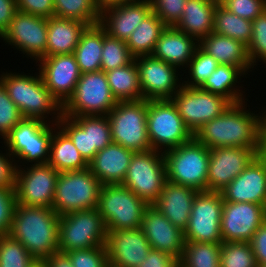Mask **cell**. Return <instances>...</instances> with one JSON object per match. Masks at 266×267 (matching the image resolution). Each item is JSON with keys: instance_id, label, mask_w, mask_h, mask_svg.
Masks as SVG:
<instances>
[{"instance_id": "60", "label": "cell", "mask_w": 266, "mask_h": 267, "mask_svg": "<svg viewBox=\"0 0 266 267\" xmlns=\"http://www.w3.org/2000/svg\"><path fill=\"white\" fill-rule=\"evenodd\" d=\"M144 0H117V4L118 3H129V2H141Z\"/></svg>"}, {"instance_id": "61", "label": "cell", "mask_w": 266, "mask_h": 267, "mask_svg": "<svg viewBox=\"0 0 266 267\" xmlns=\"http://www.w3.org/2000/svg\"><path fill=\"white\" fill-rule=\"evenodd\" d=\"M258 267H266V264L258 265Z\"/></svg>"}, {"instance_id": "30", "label": "cell", "mask_w": 266, "mask_h": 267, "mask_svg": "<svg viewBox=\"0 0 266 267\" xmlns=\"http://www.w3.org/2000/svg\"><path fill=\"white\" fill-rule=\"evenodd\" d=\"M87 25L81 21L48 18L46 56L73 54Z\"/></svg>"}, {"instance_id": "21", "label": "cell", "mask_w": 266, "mask_h": 267, "mask_svg": "<svg viewBox=\"0 0 266 267\" xmlns=\"http://www.w3.org/2000/svg\"><path fill=\"white\" fill-rule=\"evenodd\" d=\"M105 247L109 264L115 267H137L152 249L140 228L108 232Z\"/></svg>"}, {"instance_id": "59", "label": "cell", "mask_w": 266, "mask_h": 267, "mask_svg": "<svg viewBox=\"0 0 266 267\" xmlns=\"http://www.w3.org/2000/svg\"><path fill=\"white\" fill-rule=\"evenodd\" d=\"M31 267H48L45 261L36 260Z\"/></svg>"}, {"instance_id": "12", "label": "cell", "mask_w": 266, "mask_h": 267, "mask_svg": "<svg viewBox=\"0 0 266 267\" xmlns=\"http://www.w3.org/2000/svg\"><path fill=\"white\" fill-rule=\"evenodd\" d=\"M166 181L163 152L151 149L133 154L122 185L152 205L161 195Z\"/></svg>"}, {"instance_id": "5", "label": "cell", "mask_w": 266, "mask_h": 267, "mask_svg": "<svg viewBox=\"0 0 266 267\" xmlns=\"http://www.w3.org/2000/svg\"><path fill=\"white\" fill-rule=\"evenodd\" d=\"M169 182L207 191L210 149L194 137L163 152Z\"/></svg>"}, {"instance_id": "19", "label": "cell", "mask_w": 266, "mask_h": 267, "mask_svg": "<svg viewBox=\"0 0 266 267\" xmlns=\"http://www.w3.org/2000/svg\"><path fill=\"white\" fill-rule=\"evenodd\" d=\"M37 63V69L45 86L63 106L72 96L82 74L74 54L46 56Z\"/></svg>"}, {"instance_id": "51", "label": "cell", "mask_w": 266, "mask_h": 267, "mask_svg": "<svg viewBox=\"0 0 266 267\" xmlns=\"http://www.w3.org/2000/svg\"><path fill=\"white\" fill-rule=\"evenodd\" d=\"M2 146L0 147V188H15L17 165L3 143Z\"/></svg>"}, {"instance_id": "13", "label": "cell", "mask_w": 266, "mask_h": 267, "mask_svg": "<svg viewBox=\"0 0 266 267\" xmlns=\"http://www.w3.org/2000/svg\"><path fill=\"white\" fill-rule=\"evenodd\" d=\"M223 202L221 192L198 191L184 230L185 242L222 243L220 223Z\"/></svg>"}, {"instance_id": "18", "label": "cell", "mask_w": 266, "mask_h": 267, "mask_svg": "<svg viewBox=\"0 0 266 267\" xmlns=\"http://www.w3.org/2000/svg\"><path fill=\"white\" fill-rule=\"evenodd\" d=\"M266 221V206L248 202H223L222 242H249Z\"/></svg>"}, {"instance_id": "46", "label": "cell", "mask_w": 266, "mask_h": 267, "mask_svg": "<svg viewBox=\"0 0 266 267\" xmlns=\"http://www.w3.org/2000/svg\"><path fill=\"white\" fill-rule=\"evenodd\" d=\"M22 119L19 108L0 82V139L2 140Z\"/></svg>"}, {"instance_id": "45", "label": "cell", "mask_w": 266, "mask_h": 267, "mask_svg": "<svg viewBox=\"0 0 266 267\" xmlns=\"http://www.w3.org/2000/svg\"><path fill=\"white\" fill-rule=\"evenodd\" d=\"M57 125L69 136L84 160L90 162L89 129H82L71 117L62 114Z\"/></svg>"}, {"instance_id": "1", "label": "cell", "mask_w": 266, "mask_h": 267, "mask_svg": "<svg viewBox=\"0 0 266 267\" xmlns=\"http://www.w3.org/2000/svg\"><path fill=\"white\" fill-rule=\"evenodd\" d=\"M247 101L231 104L220 116L203 124L193 137L209 149L242 147L260 155L263 107L261 111L250 110Z\"/></svg>"}, {"instance_id": "39", "label": "cell", "mask_w": 266, "mask_h": 267, "mask_svg": "<svg viewBox=\"0 0 266 267\" xmlns=\"http://www.w3.org/2000/svg\"><path fill=\"white\" fill-rule=\"evenodd\" d=\"M82 129H89L90 161L99 150L112 143L109 119L107 115L71 117Z\"/></svg>"}, {"instance_id": "47", "label": "cell", "mask_w": 266, "mask_h": 267, "mask_svg": "<svg viewBox=\"0 0 266 267\" xmlns=\"http://www.w3.org/2000/svg\"><path fill=\"white\" fill-rule=\"evenodd\" d=\"M66 253L73 267H108L109 265L105 246L72 250Z\"/></svg>"}, {"instance_id": "48", "label": "cell", "mask_w": 266, "mask_h": 267, "mask_svg": "<svg viewBox=\"0 0 266 267\" xmlns=\"http://www.w3.org/2000/svg\"><path fill=\"white\" fill-rule=\"evenodd\" d=\"M152 11L166 26H175L180 20L187 0H150Z\"/></svg>"}, {"instance_id": "43", "label": "cell", "mask_w": 266, "mask_h": 267, "mask_svg": "<svg viewBox=\"0 0 266 267\" xmlns=\"http://www.w3.org/2000/svg\"><path fill=\"white\" fill-rule=\"evenodd\" d=\"M220 267H258L249 242H222Z\"/></svg>"}, {"instance_id": "15", "label": "cell", "mask_w": 266, "mask_h": 267, "mask_svg": "<svg viewBox=\"0 0 266 267\" xmlns=\"http://www.w3.org/2000/svg\"><path fill=\"white\" fill-rule=\"evenodd\" d=\"M170 100L193 135L203 124L220 116L232 104L220 95L186 86H182Z\"/></svg>"}, {"instance_id": "31", "label": "cell", "mask_w": 266, "mask_h": 267, "mask_svg": "<svg viewBox=\"0 0 266 267\" xmlns=\"http://www.w3.org/2000/svg\"><path fill=\"white\" fill-rule=\"evenodd\" d=\"M248 76H250V74L246 75L237 66L219 64L200 89L220 95L228 99L232 104L240 103L249 100L246 98L245 91L243 90V87L246 85L241 84L245 81L241 80L244 77L247 80Z\"/></svg>"}, {"instance_id": "20", "label": "cell", "mask_w": 266, "mask_h": 267, "mask_svg": "<svg viewBox=\"0 0 266 267\" xmlns=\"http://www.w3.org/2000/svg\"><path fill=\"white\" fill-rule=\"evenodd\" d=\"M259 154L250 148L220 147L210 149L207 191L221 192Z\"/></svg>"}, {"instance_id": "22", "label": "cell", "mask_w": 266, "mask_h": 267, "mask_svg": "<svg viewBox=\"0 0 266 267\" xmlns=\"http://www.w3.org/2000/svg\"><path fill=\"white\" fill-rule=\"evenodd\" d=\"M151 12L150 0L101 5L99 25L107 35L127 41L132 32Z\"/></svg>"}, {"instance_id": "38", "label": "cell", "mask_w": 266, "mask_h": 267, "mask_svg": "<svg viewBox=\"0 0 266 267\" xmlns=\"http://www.w3.org/2000/svg\"><path fill=\"white\" fill-rule=\"evenodd\" d=\"M221 244L185 242L179 265L182 267H220Z\"/></svg>"}, {"instance_id": "28", "label": "cell", "mask_w": 266, "mask_h": 267, "mask_svg": "<svg viewBox=\"0 0 266 267\" xmlns=\"http://www.w3.org/2000/svg\"><path fill=\"white\" fill-rule=\"evenodd\" d=\"M199 46L219 64L237 66L246 75L255 71L248 58L247 46L240 41L212 32L199 42Z\"/></svg>"}, {"instance_id": "56", "label": "cell", "mask_w": 266, "mask_h": 267, "mask_svg": "<svg viewBox=\"0 0 266 267\" xmlns=\"http://www.w3.org/2000/svg\"><path fill=\"white\" fill-rule=\"evenodd\" d=\"M44 261L48 267H73L68 254L61 251L54 252Z\"/></svg>"}, {"instance_id": "32", "label": "cell", "mask_w": 266, "mask_h": 267, "mask_svg": "<svg viewBox=\"0 0 266 267\" xmlns=\"http://www.w3.org/2000/svg\"><path fill=\"white\" fill-rule=\"evenodd\" d=\"M48 164L59 173L88 169V163L69 136L57 124H54V132L50 141Z\"/></svg>"}, {"instance_id": "40", "label": "cell", "mask_w": 266, "mask_h": 267, "mask_svg": "<svg viewBox=\"0 0 266 267\" xmlns=\"http://www.w3.org/2000/svg\"><path fill=\"white\" fill-rule=\"evenodd\" d=\"M218 66L219 63L198 46L186 69L183 70L185 73L183 86L200 88Z\"/></svg>"}, {"instance_id": "42", "label": "cell", "mask_w": 266, "mask_h": 267, "mask_svg": "<svg viewBox=\"0 0 266 267\" xmlns=\"http://www.w3.org/2000/svg\"><path fill=\"white\" fill-rule=\"evenodd\" d=\"M36 259L10 234L0 235V267H31Z\"/></svg>"}, {"instance_id": "34", "label": "cell", "mask_w": 266, "mask_h": 267, "mask_svg": "<svg viewBox=\"0 0 266 267\" xmlns=\"http://www.w3.org/2000/svg\"><path fill=\"white\" fill-rule=\"evenodd\" d=\"M105 73L111 93L117 102L143 99L135 59L126 66Z\"/></svg>"}, {"instance_id": "26", "label": "cell", "mask_w": 266, "mask_h": 267, "mask_svg": "<svg viewBox=\"0 0 266 267\" xmlns=\"http://www.w3.org/2000/svg\"><path fill=\"white\" fill-rule=\"evenodd\" d=\"M198 191L188 186L165 182L158 199L152 204L182 231L188 226L190 213Z\"/></svg>"}, {"instance_id": "11", "label": "cell", "mask_w": 266, "mask_h": 267, "mask_svg": "<svg viewBox=\"0 0 266 267\" xmlns=\"http://www.w3.org/2000/svg\"><path fill=\"white\" fill-rule=\"evenodd\" d=\"M147 131L151 148L161 152L193 138L171 100H148Z\"/></svg>"}, {"instance_id": "14", "label": "cell", "mask_w": 266, "mask_h": 267, "mask_svg": "<svg viewBox=\"0 0 266 267\" xmlns=\"http://www.w3.org/2000/svg\"><path fill=\"white\" fill-rule=\"evenodd\" d=\"M48 18L17 11L0 40L35 63L46 57Z\"/></svg>"}, {"instance_id": "55", "label": "cell", "mask_w": 266, "mask_h": 267, "mask_svg": "<svg viewBox=\"0 0 266 267\" xmlns=\"http://www.w3.org/2000/svg\"><path fill=\"white\" fill-rule=\"evenodd\" d=\"M17 11L16 0H0V38L9 28Z\"/></svg>"}, {"instance_id": "27", "label": "cell", "mask_w": 266, "mask_h": 267, "mask_svg": "<svg viewBox=\"0 0 266 267\" xmlns=\"http://www.w3.org/2000/svg\"><path fill=\"white\" fill-rule=\"evenodd\" d=\"M198 46L199 42L192 36L174 26H167L160 34L152 56L174 65L183 72Z\"/></svg>"}, {"instance_id": "57", "label": "cell", "mask_w": 266, "mask_h": 267, "mask_svg": "<svg viewBox=\"0 0 266 267\" xmlns=\"http://www.w3.org/2000/svg\"><path fill=\"white\" fill-rule=\"evenodd\" d=\"M266 106L263 107L261 116V150L260 155L266 157Z\"/></svg>"}, {"instance_id": "52", "label": "cell", "mask_w": 266, "mask_h": 267, "mask_svg": "<svg viewBox=\"0 0 266 267\" xmlns=\"http://www.w3.org/2000/svg\"><path fill=\"white\" fill-rule=\"evenodd\" d=\"M18 11L50 18L54 16L53 0H16Z\"/></svg>"}, {"instance_id": "37", "label": "cell", "mask_w": 266, "mask_h": 267, "mask_svg": "<svg viewBox=\"0 0 266 267\" xmlns=\"http://www.w3.org/2000/svg\"><path fill=\"white\" fill-rule=\"evenodd\" d=\"M54 16L81 21L87 26L99 24L101 4L97 0H53Z\"/></svg>"}, {"instance_id": "24", "label": "cell", "mask_w": 266, "mask_h": 267, "mask_svg": "<svg viewBox=\"0 0 266 267\" xmlns=\"http://www.w3.org/2000/svg\"><path fill=\"white\" fill-rule=\"evenodd\" d=\"M140 229L152 249L181 259L185 247L184 231L174 226L155 206L148 205L144 211Z\"/></svg>"}, {"instance_id": "23", "label": "cell", "mask_w": 266, "mask_h": 267, "mask_svg": "<svg viewBox=\"0 0 266 267\" xmlns=\"http://www.w3.org/2000/svg\"><path fill=\"white\" fill-rule=\"evenodd\" d=\"M221 193L226 202L266 206V157L258 155Z\"/></svg>"}, {"instance_id": "33", "label": "cell", "mask_w": 266, "mask_h": 267, "mask_svg": "<svg viewBox=\"0 0 266 267\" xmlns=\"http://www.w3.org/2000/svg\"><path fill=\"white\" fill-rule=\"evenodd\" d=\"M102 48L103 28L99 24L87 26L73 53L82 74L101 70Z\"/></svg>"}, {"instance_id": "10", "label": "cell", "mask_w": 266, "mask_h": 267, "mask_svg": "<svg viewBox=\"0 0 266 267\" xmlns=\"http://www.w3.org/2000/svg\"><path fill=\"white\" fill-rule=\"evenodd\" d=\"M104 71L81 74L72 96L62 106L68 117L108 115L116 106Z\"/></svg>"}, {"instance_id": "54", "label": "cell", "mask_w": 266, "mask_h": 267, "mask_svg": "<svg viewBox=\"0 0 266 267\" xmlns=\"http://www.w3.org/2000/svg\"><path fill=\"white\" fill-rule=\"evenodd\" d=\"M249 243L253 249L257 264H266V221L254 233Z\"/></svg>"}, {"instance_id": "16", "label": "cell", "mask_w": 266, "mask_h": 267, "mask_svg": "<svg viewBox=\"0 0 266 267\" xmlns=\"http://www.w3.org/2000/svg\"><path fill=\"white\" fill-rule=\"evenodd\" d=\"M58 176L48 163L17 167L16 204L52 208Z\"/></svg>"}, {"instance_id": "8", "label": "cell", "mask_w": 266, "mask_h": 267, "mask_svg": "<svg viewBox=\"0 0 266 267\" xmlns=\"http://www.w3.org/2000/svg\"><path fill=\"white\" fill-rule=\"evenodd\" d=\"M101 186L89 169L59 173L52 208L59 216L96 208Z\"/></svg>"}, {"instance_id": "29", "label": "cell", "mask_w": 266, "mask_h": 267, "mask_svg": "<svg viewBox=\"0 0 266 267\" xmlns=\"http://www.w3.org/2000/svg\"><path fill=\"white\" fill-rule=\"evenodd\" d=\"M218 3L219 0H187L184 12L174 27L200 42L213 32Z\"/></svg>"}, {"instance_id": "9", "label": "cell", "mask_w": 266, "mask_h": 267, "mask_svg": "<svg viewBox=\"0 0 266 267\" xmlns=\"http://www.w3.org/2000/svg\"><path fill=\"white\" fill-rule=\"evenodd\" d=\"M107 234L97 207L64 214L59 221V251L105 246Z\"/></svg>"}, {"instance_id": "25", "label": "cell", "mask_w": 266, "mask_h": 267, "mask_svg": "<svg viewBox=\"0 0 266 267\" xmlns=\"http://www.w3.org/2000/svg\"><path fill=\"white\" fill-rule=\"evenodd\" d=\"M134 153L112 142L96 153L88 163V169L102 185L122 184Z\"/></svg>"}, {"instance_id": "17", "label": "cell", "mask_w": 266, "mask_h": 267, "mask_svg": "<svg viewBox=\"0 0 266 267\" xmlns=\"http://www.w3.org/2000/svg\"><path fill=\"white\" fill-rule=\"evenodd\" d=\"M144 100H170L183 86L184 73L152 55L134 58ZM181 74V75H180Z\"/></svg>"}, {"instance_id": "4", "label": "cell", "mask_w": 266, "mask_h": 267, "mask_svg": "<svg viewBox=\"0 0 266 267\" xmlns=\"http://www.w3.org/2000/svg\"><path fill=\"white\" fill-rule=\"evenodd\" d=\"M53 132L54 124L23 118L0 143L3 142L17 167L45 164L49 160Z\"/></svg>"}, {"instance_id": "6", "label": "cell", "mask_w": 266, "mask_h": 267, "mask_svg": "<svg viewBox=\"0 0 266 267\" xmlns=\"http://www.w3.org/2000/svg\"><path fill=\"white\" fill-rule=\"evenodd\" d=\"M148 205L126 186L106 184L101 186L97 209L110 232L140 228Z\"/></svg>"}, {"instance_id": "41", "label": "cell", "mask_w": 266, "mask_h": 267, "mask_svg": "<svg viewBox=\"0 0 266 267\" xmlns=\"http://www.w3.org/2000/svg\"><path fill=\"white\" fill-rule=\"evenodd\" d=\"M133 60L126 41L107 35L103 29L101 71L108 72L126 66Z\"/></svg>"}, {"instance_id": "49", "label": "cell", "mask_w": 266, "mask_h": 267, "mask_svg": "<svg viewBox=\"0 0 266 267\" xmlns=\"http://www.w3.org/2000/svg\"><path fill=\"white\" fill-rule=\"evenodd\" d=\"M219 3L229 12L250 21L266 9V0H219Z\"/></svg>"}, {"instance_id": "50", "label": "cell", "mask_w": 266, "mask_h": 267, "mask_svg": "<svg viewBox=\"0 0 266 267\" xmlns=\"http://www.w3.org/2000/svg\"><path fill=\"white\" fill-rule=\"evenodd\" d=\"M15 206V188H0V235L9 234Z\"/></svg>"}, {"instance_id": "36", "label": "cell", "mask_w": 266, "mask_h": 267, "mask_svg": "<svg viewBox=\"0 0 266 267\" xmlns=\"http://www.w3.org/2000/svg\"><path fill=\"white\" fill-rule=\"evenodd\" d=\"M213 32L248 46L252 37V21L229 12L218 3L215 8Z\"/></svg>"}, {"instance_id": "35", "label": "cell", "mask_w": 266, "mask_h": 267, "mask_svg": "<svg viewBox=\"0 0 266 267\" xmlns=\"http://www.w3.org/2000/svg\"><path fill=\"white\" fill-rule=\"evenodd\" d=\"M167 26L152 11L132 32L126 44L134 58L152 55L160 34Z\"/></svg>"}, {"instance_id": "7", "label": "cell", "mask_w": 266, "mask_h": 267, "mask_svg": "<svg viewBox=\"0 0 266 267\" xmlns=\"http://www.w3.org/2000/svg\"><path fill=\"white\" fill-rule=\"evenodd\" d=\"M148 100L119 101L108 113L112 142L133 152L151 150L147 131Z\"/></svg>"}, {"instance_id": "58", "label": "cell", "mask_w": 266, "mask_h": 267, "mask_svg": "<svg viewBox=\"0 0 266 267\" xmlns=\"http://www.w3.org/2000/svg\"><path fill=\"white\" fill-rule=\"evenodd\" d=\"M101 5H114L117 4V0H97Z\"/></svg>"}, {"instance_id": "3", "label": "cell", "mask_w": 266, "mask_h": 267, "mask_svg": "<svg viewBox=\"0 0 266 267\" xmlns=\"http://www.w3.org/2000/svg\"><path fill=\"white\" fill-rule=\"evenodd\" d=\"M28 71L30 72L24 73L20 70V73H17L1 70L0 82L10 99L19 108L23 118L40 119L50 124H57L62 116V106L45 86L37 67L34 73Z\"/></svg>"}, {"instance_id": "2", "label": "cell", "mask_w": 266, "mask_h": 267, "mask_svg": "<svg viewBox=\"0 0 266 267\" xmlns=\"http://www.w3.org/2000/svg\"><path fill=\"white\" fill-rule=\"evenodd\" d=\"M59 221L53 208L16 204L9 234L36 260L44 261L59 251Z\"/></svg>"}, {"instance_id": "44", "label": "cell", "mask_w": 266, "mask_h": 267, "mask_svg": "<svg viewBox=\"0 0 266 267\" xmlns=\"http://www.w3.org/2000/svg\"><path fill=\"white\" fill-rule=\"evenodd\" d=\"M247 52L253 68L257 70V66L263 64L266 68V9L252 21V37Z\"/></svg>"}, {"instance_id": "53", "label": "cell", "mask_w": 266, "mask_h": 267, "mask_svg": "<svg viewBox=\"0 0 266 267\" xmlns=\"http://www.w3.org/2000/svg\"><path fill=\"white\" fill-rule=\"evenodd\" d=\"M179 260L166 252L151 249L147 258L137 267H177Z\"/></svg>"}]
</instances>
